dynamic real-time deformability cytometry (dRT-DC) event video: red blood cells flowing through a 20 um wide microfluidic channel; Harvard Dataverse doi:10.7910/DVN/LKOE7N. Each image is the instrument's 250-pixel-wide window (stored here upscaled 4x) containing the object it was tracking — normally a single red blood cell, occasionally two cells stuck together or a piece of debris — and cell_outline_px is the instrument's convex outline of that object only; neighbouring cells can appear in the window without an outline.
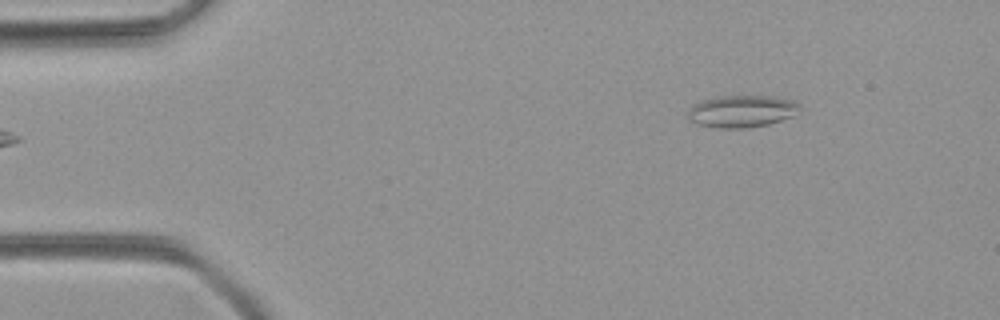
{"species": "common noctule bat (a hibernating species)", "species_latin": "Nyctalus noctula", "temperature_condition": "room temperature", "stored_images_in_passage": 5, "camera_frame_rate_fps": 3000, "um_per_image_px": 0.085, "animal": {"sex": "female", "body_mass_g": 21.9}, "frame": {"image": 1, "passage_image": 5, "time_ms": 1.333, "image_size_px": [1000, 320], "cell_outline_px": [[800, 108], [792, 116], [768, 124], [748, 128], [716, 128], [696, 124], [688, 120], [688, 108], [692, 104], [704, 100], [720, 96], [776, 96], [796, 100]], "centroid_in_image_um": [63.02, 9.45], "position_along_channel_um": 22.0, "area_um2": 21.1}}